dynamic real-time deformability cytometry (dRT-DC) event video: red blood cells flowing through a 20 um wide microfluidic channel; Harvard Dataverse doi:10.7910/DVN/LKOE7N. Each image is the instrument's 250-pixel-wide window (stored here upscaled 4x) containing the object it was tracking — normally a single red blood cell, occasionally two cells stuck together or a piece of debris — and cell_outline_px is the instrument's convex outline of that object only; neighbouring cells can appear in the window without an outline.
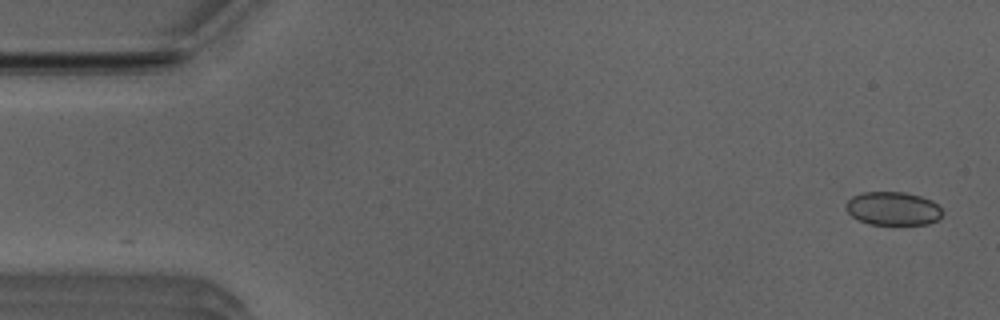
{"species": "Egyptian fruit bat (a non-hibernating species)", "species_latin": "Rousettus aegyptiacus", "temperature_condition": "room temperature", "stored_images_in_passage": 50, "camera_frame_rate_fps": 3000, "um_per_image_px": 0.085, "animal": {"sex": "male"}, "frame": {"image": 1, "passage_image": 1, "time_ms": 0.0, "image_size_px": [1000, 320], "cell_outline_px": [[944, 212], [936, 220], [928, 224], [868, 224], [852, 216], [844, 208], [844, 204], [852, 196], [860, 192], [904, 192], [920, 196], [932, 200]], "centroid_in_image_um": [75.87, 17.71], "position_along_channel_um": 9.1, "area_um2": 18.84}}
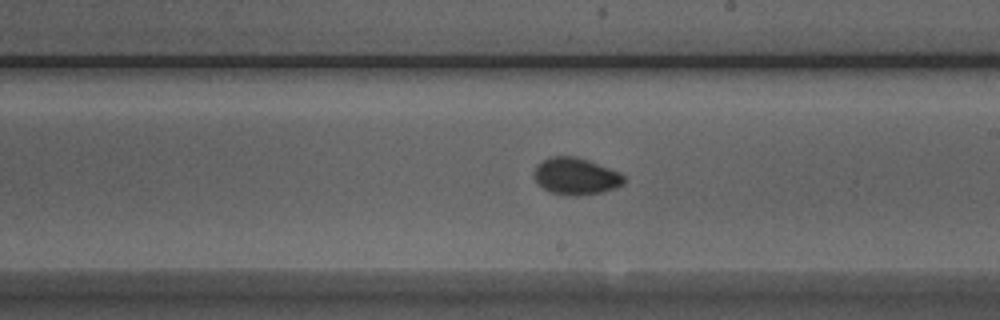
{"frame": {"image": 2, "passage_image": 28, "time_ms": 9.0, "image_size_px": [1000, 320], "cell_outline_px": [[624, 184], [616, 188], [600, 192], [580, 196], [568, 196], [552, 192], [544, 188], [532, 176], [532, 172], [536, 164], [548, 156], [576, 156], [588, 160], [620, 172], [624, 176]], "centroid_in_image_um": [48.92, 14.97], "position_along_channel_um": 240.1, "area_um2": 19.54}}
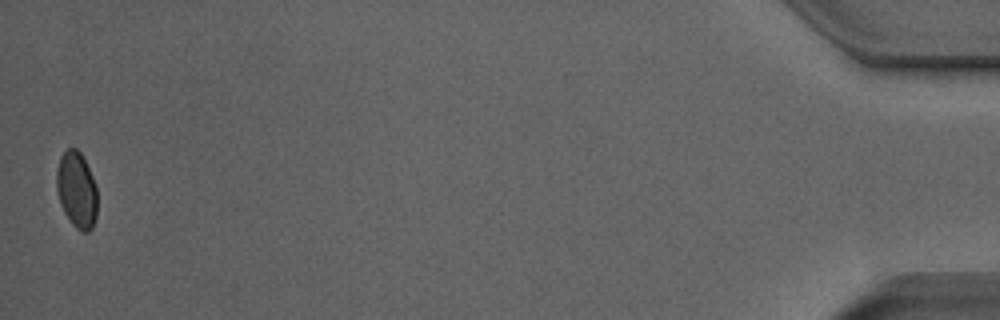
{"frame": {"image": 3, "passage_image": 50, "time_ms": 16.333, "image_size_px": [1000, 320], "cell_outline_px": [[96, 216], [92, 228], [88, 232], [80, 232], [72, 224], [64, 212], [60, 204], [56, 188], [56, 172], [60, 156], [68, 148], [76, 148], [80, 152], [92, 176], [96, 188]], "centroid_in_image_um": [6.49, 16.15], "position_along_channel_um": 428.7, "area_um2": 18.03}, "authors_computed_cell_mechanics": {"area_um2": 18.8428, "velocity_mm_per_s": 3.9552, "shape_relaxation_time_tau1_ms": 5.4799, "shape_relaxation_time_tau2_ms": null, "deformation_change_tau1": 0.0876, "deformation_change_tau2": null}}